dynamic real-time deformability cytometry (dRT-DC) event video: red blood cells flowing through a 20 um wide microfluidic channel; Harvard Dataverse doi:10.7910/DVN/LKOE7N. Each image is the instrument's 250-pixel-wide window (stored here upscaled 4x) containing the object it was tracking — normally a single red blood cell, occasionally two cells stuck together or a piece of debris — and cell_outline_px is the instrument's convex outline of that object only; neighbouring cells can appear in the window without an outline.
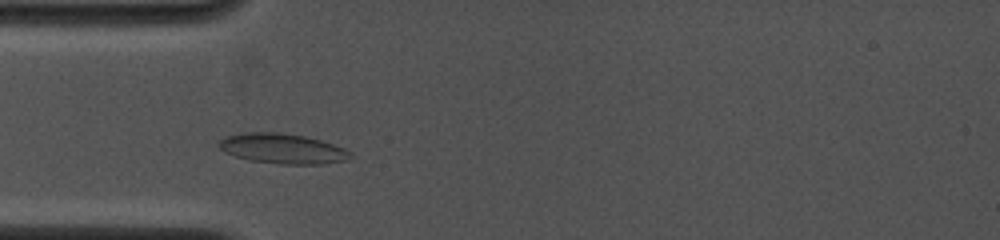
{"species": "common noctule bat (a hibernating species)", "species_latin": "Nyctalus noctula", "temperature_condition": "cold", "stored_images_in_passage": 7, "camera_frame_rate_fps": 4000, "um_per_image_px": 0.085, "animal": {"sex": "female", "body_mass_g": 19.0, "forearm_length_mm": 53.3}, "frame": {"image": 1, "passage_image": 5, "time_ms": 2.0, "image_size_px": [1000, 240], "cell_outline_px": [[352, 156], [348, 160], [324, 164], [280, 164], [252, 160], [236, 156], [224, 152], [216, 144], [224, 136], [244, 132], [280, 132], [304, 136], [320, 140], [344, 148], [352, 152]], "centroid_in_image_um": [24.01, 12.63], "position_along_channel_um": 61.0, "area_um2": 23.12}}
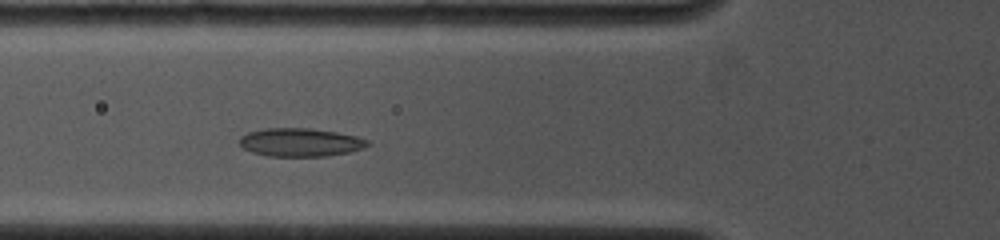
{"frame": {"image": 2, "passage_image": 7, "time_ms": 3.0, "image_size_px": [1000, 240], "cell_outline_px": [[372, 144], [364, 148], [348, 152], [328, 156], [268, 156], [252, 152], [244, 148], [240, 144], [240, 136], [248, 132], [264, 128], [308, 128], [336, 132], [356, 136], [368, 140]], "centroid_in_image_um": [25.54, 12.09], "position_along_channel_um": 100.3, "area_um2": 21.15}}